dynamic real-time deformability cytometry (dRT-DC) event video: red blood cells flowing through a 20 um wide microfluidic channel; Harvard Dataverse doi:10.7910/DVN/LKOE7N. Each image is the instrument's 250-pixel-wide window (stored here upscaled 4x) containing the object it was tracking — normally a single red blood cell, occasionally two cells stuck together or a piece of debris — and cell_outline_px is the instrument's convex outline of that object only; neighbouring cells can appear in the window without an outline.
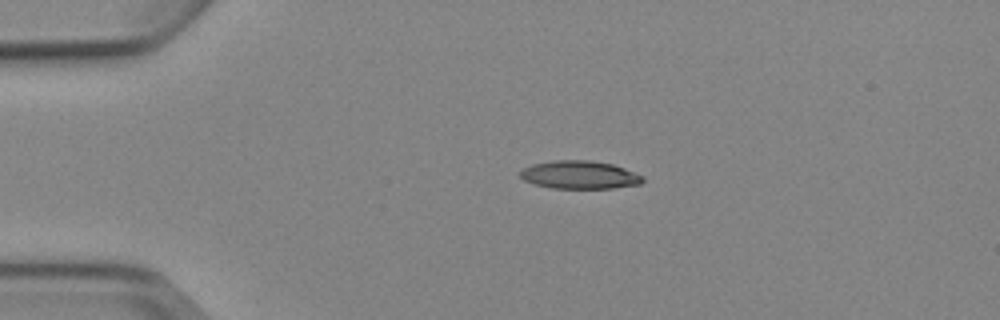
{"species": "Egyptian fruit bat (a non-hibernating species)", "species_latin": "Rousettus aegyptiacus", "temperature_condition": "cold", "stored_images_in_passage": 4, "camera_frame_rate_fps": 3000, "um_per_image_px": 0.085, "animal": {"sex": "female"}, "frame": {"image": 1, "passage_image": 3, "time_ms": 2.667, "image_size_px": [1000, 320], "cell_outline_px": [[644, 180], [640, 184], [612, 188], [552, 188], [536, 184], [524, 180], [520, 176], [520, 172], [524, 168], [532, 164], [552, 160], [588, 160], [612, 164], [624, 168], [644, 176]], "centroid_in_image_um": [49.27, 14.86], "position_along_channel_um": 35.7, "area_um2": 19.94}}